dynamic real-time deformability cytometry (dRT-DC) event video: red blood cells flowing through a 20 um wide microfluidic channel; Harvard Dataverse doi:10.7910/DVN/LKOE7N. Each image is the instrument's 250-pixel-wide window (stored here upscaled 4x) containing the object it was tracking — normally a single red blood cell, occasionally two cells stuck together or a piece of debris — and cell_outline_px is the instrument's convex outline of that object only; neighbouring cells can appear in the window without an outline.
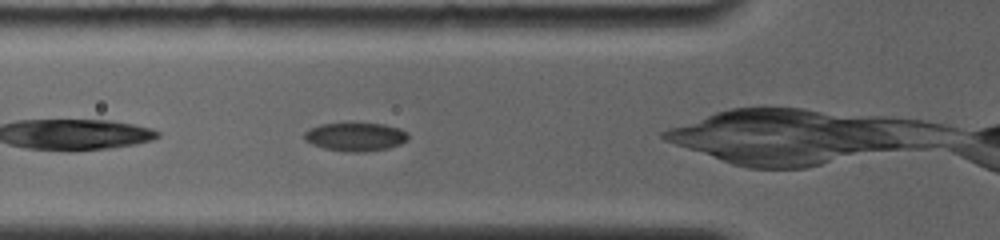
{"species": "common noctule bat (a hibernating species)", "species_latin": "Nyctalus noctula", "temperature_condition": "room temperature", "stored_images_in_passage": 25, "camera_frame_rate_fps": 4000, "um_per_image_px": 0.085, "animal": {"sex": "female", "body_mass_g": 19.0, "forearm_length_mm": 56.7}, "frame": {"image": 1, "passage_image": 4, "time_ms": 1.25, "image_size_px": [1000, 240], "cell_outline_px": [[408, 140], [400, 144], [388, 148], [364, 152], [352, 152], [324, 148], [312, 144], [304, 140], [304, 132], [320, 124], [384, 124], [400, 128], [408, 132]], "centroid_in_image_um": [30.24, 11.63], "position_along_channel_um": 95.6, "area_um2": 17.05}}
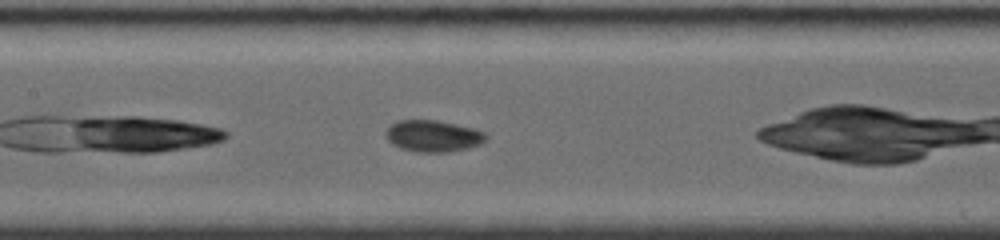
{"frame": {"image": 2, "passage_image": 8, "time_ms": 3.25, "image_size_px": [1000, 240], "cell_outline_px": [[488, 136], [480, 144], [468, 148], [448, 152], [416, 152], [400, 148], [392, 144], [384, 136], [388, 128], [396, 120], [436, 120], [456, 124], [472, 128], [484, 132]], "centroid_in_image_um": [36.79, 11.56], "position_along_channel_um": 170.6, "area_um2": 18.44}, "authors_computed_cell_mechanics": {"area_um2": 18.4382, "velocity_mm_per_s": 3.7422, "shape_relaxation_time_tau1_ms": 3.9914, "shape_relaxation_time_tau2_ms": 2.2177, "deformation_change_tau1": 0.0841, "deformation_change_tau2": 0.0567}}